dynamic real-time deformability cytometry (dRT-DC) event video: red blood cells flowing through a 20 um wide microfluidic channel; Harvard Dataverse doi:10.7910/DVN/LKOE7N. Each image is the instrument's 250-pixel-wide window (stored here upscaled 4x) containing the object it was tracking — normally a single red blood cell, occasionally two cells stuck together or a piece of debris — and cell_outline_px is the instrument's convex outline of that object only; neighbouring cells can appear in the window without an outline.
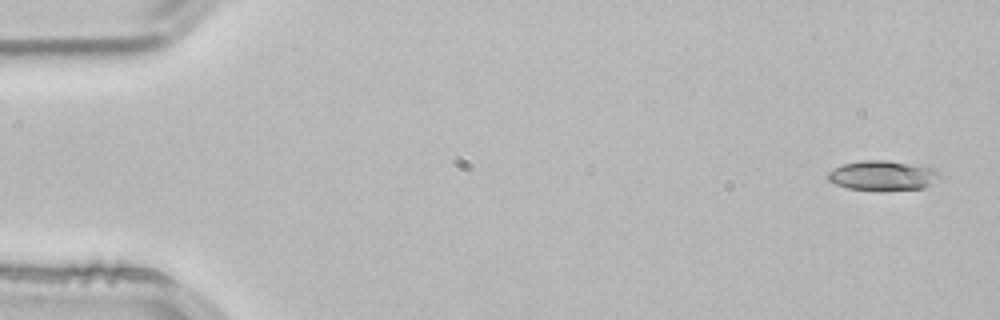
{"species": "common noctule bat (a hibernating species)", "species_latin": "Nyctalus noctula", "temperature_condition": "room temperature", "stored_images_in_passage": 3, "camera_frame_rate_fps": 3000, "um_per_image_px": 0.085, "animal": {"sex": "male", "body_mass_g": 21.5, "forearm_length_mm": 52.0}, "frame": {"image": 1, "passage_image": 1, "time_ms": 0.0, "image_size_px": [1000, 320], "cell_outline_px": [[940, 180], [924, 188], [848, 188], [836, 184], [828, 180], [828, 172], [844, 164], [860, 160], [884, 160], [924, 164], [936, 168], [940, 172]], "centroid_in_image_um": [75.14, 14.86], "position_along_channel_um": 9.9, "area_um2": 19.13}}